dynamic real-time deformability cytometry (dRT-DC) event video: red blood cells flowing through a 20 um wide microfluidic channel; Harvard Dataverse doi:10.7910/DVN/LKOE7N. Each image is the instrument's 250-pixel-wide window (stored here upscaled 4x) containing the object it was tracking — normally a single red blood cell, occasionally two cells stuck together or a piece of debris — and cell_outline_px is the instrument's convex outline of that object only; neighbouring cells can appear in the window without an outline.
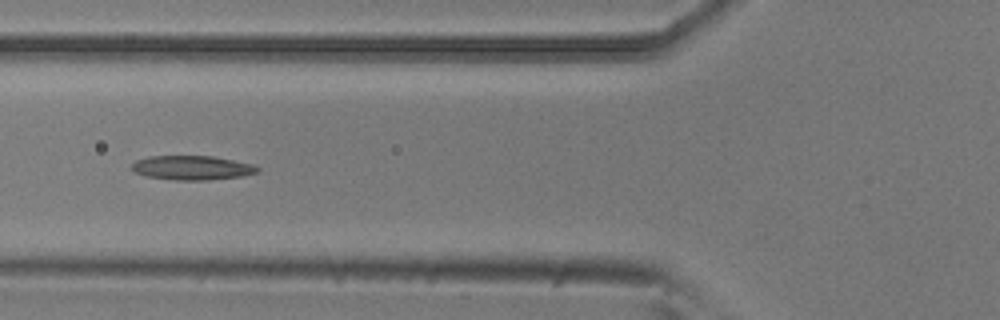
{"species": "common noctule bat (a hibernating species)", "species_latin": "Nyctalus noctula", "temperature_condition": "room temperature", "stored_images_in_passage": 7, "camera_frame_rate_fps": 3000, "um_per_image_px": 0.085, "animal": {"sex": "male", "body_mass_g": 20.5, "forearm_length_mm": 52.5}, "frame": {"image": 1, "passage_image": 5, "time_ms": 1.333, "image_size_px": [1000, 320], "cell_outline_px": [[260, 172], [244, 176], [208, 180], [176, 180], [144, 176], [132, 172], [132, 164], [136, 160], [148, 156], [212, 156], [252, 164], [260, 168]], "centroid_in_image_um": [16.32, 14.27], "position_along_channel_um": 109.5, "area_um2": 17.92}}
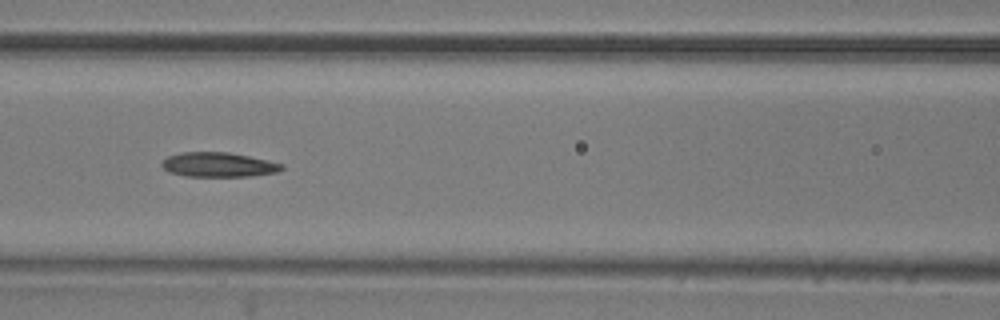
{"frame": {"image": 2, "passage_image": 6, "time_ms": 1.667, "image_size_px": [1000, 320], "cell_outline_px": [[284, 168], [276, 172], [252, 176], [184, 176], [168, 172], [160, 164], [168, 156], [180, 152], [228, 152], [268, 160], [284, 164]], "centroid_in_image_um": [18.56, 14.0], "position_along_channel_um": 148.0, "area_um2": 17.17}}
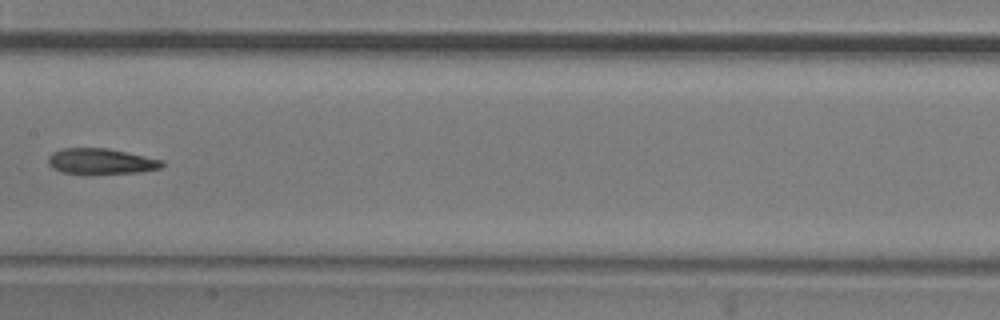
{"frame": {"image": 3, "passage_image": 7, "time_ms": 2.0, "image_size_px": [1000, 320], "cell_outline_px": [[164, 164], [160, 168], [140, 172], [92, 176], [84, 176], [60, 172], [52, 168], [48, 164], [48, 156], [52, 152], [64, 148], [108, 148], [164, 160]], "centroid_in_image_um": [8.54, 13.75], "position_along_channel_um": 198.9, "area_um2": 17.86}}